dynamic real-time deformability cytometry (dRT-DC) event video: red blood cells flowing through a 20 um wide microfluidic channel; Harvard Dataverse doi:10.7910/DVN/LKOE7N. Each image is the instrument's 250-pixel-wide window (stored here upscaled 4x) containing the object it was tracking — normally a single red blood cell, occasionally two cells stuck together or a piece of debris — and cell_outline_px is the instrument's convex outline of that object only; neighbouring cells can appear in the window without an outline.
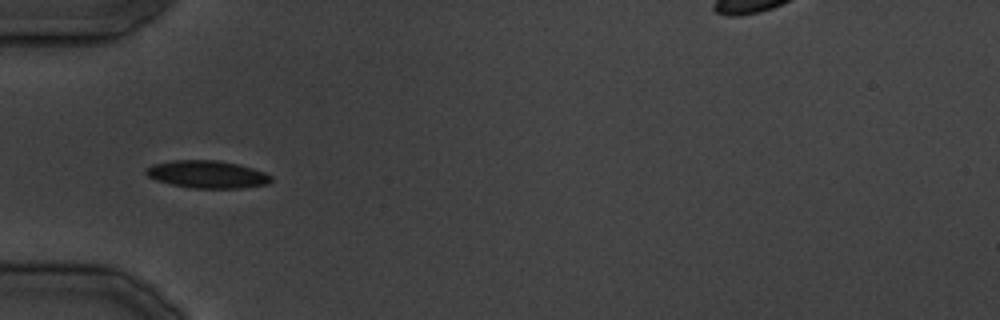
{"species": "common noctule bat (a hibernating species)", "species_latin": "Nyctalus noctula", "temperature_condition": "cold", "stored_images_in_passage": 7, "camera_frame_rate_fps": 3000, "um_per_image_px": 0.085, "animal": {"sex": "male", "body_mass_g": 19.5, "forearm_length_mm": 54.6}, "frame": {"image": 1, "passage_image": 1, "time_ms": 0.0, "image_size_px": [1000, 320], "cell_outline_px": [[272, 180], [268, 184], [240, 188], [192, 188], [172, 184], [156, 180], [148, 176], [144, 172], [144, 168], [152, 164], [172, 160], [216, 160], [240, 164], [264, 172], [272, 176]], "centroid_in_image_um": [17.6, 14.81], "position_along_channel_um": 67.4, "area_um2": 20.17}}
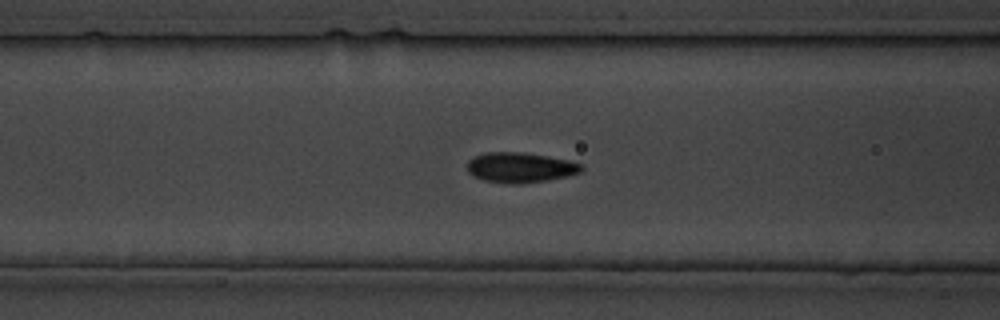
{"frame": {"image": 2, "passage_image": 4, "time_ms": 3.667, "image_size_px": [1000, 320], "cell_outline_px": [[584, 168], [580, 172], [568, 176], [548, 180], [512, 184], [484, 180], [472, 176], [468, 172], [468, 160], [472, 156], [484, 152], [524, 152], [548, 156], [568, 160], [584, 164]], "centroid_in_image_um": [44.22, 14.22], "position_along_channel_um": 122.4, "area_um2": 20.23}}
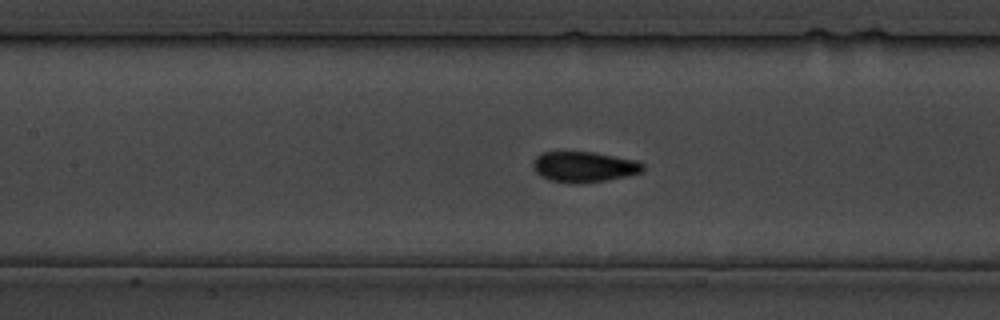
{"frame": {"image": 3, "passage_image": 6, "time_ms": 6.0, "image_size_px": [1000, 320], "cell_outline_px": [[644, 168], [640, 172], [624, 176], [604, 180], [580, 184], [576, 184], [552, 180], [536, 172], [532, 168], [532, 164], [536, 156], [544, 152], [592, 152], [640, 160], [644, 164]], "centroid_in_image_um": [49.66, 14.17], "position_along_channel_um": 157.7, "area_um2": 19.42}}